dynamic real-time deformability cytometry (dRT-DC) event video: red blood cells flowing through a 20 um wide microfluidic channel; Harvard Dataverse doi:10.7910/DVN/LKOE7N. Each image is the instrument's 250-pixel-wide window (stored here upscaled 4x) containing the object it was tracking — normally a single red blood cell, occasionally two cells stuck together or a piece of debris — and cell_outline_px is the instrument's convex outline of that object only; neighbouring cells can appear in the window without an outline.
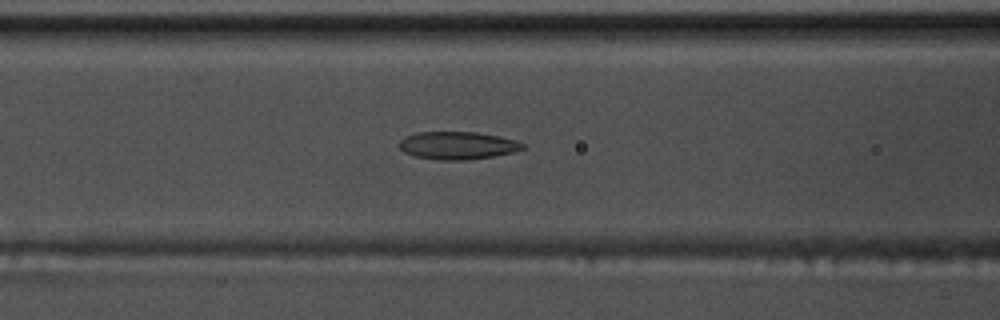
{"species": "common noctule bat (a hibernating species)", "species_latin": "Nyctalus noctula", "temperature_condition": "warm", "stored_images_in_passage": 55, "camera_frame_rate_fps": 3000, "um_per_image_px": 0.085, "animal": {"sex": "male", "body_mass_g": 17.5, "forearm_length_mm": 52.3}, "frame": {"image": 1, "passage_image": 23, "time_ms": 7.333, "image_size_px": [1000, 320], "cell_outline_px": [[528, 148], [512, 152], [492, 156], [464, 160], [440, 160], [412, 156], [404, 152], [400, 148], [400, 140], [416, 132], [476, 132], [516, 140], [528, 144]], "centroid_in_image_um": [38.93, 12.37], "position_along_channel_um": 127.7, "area_um2": 19.94}}
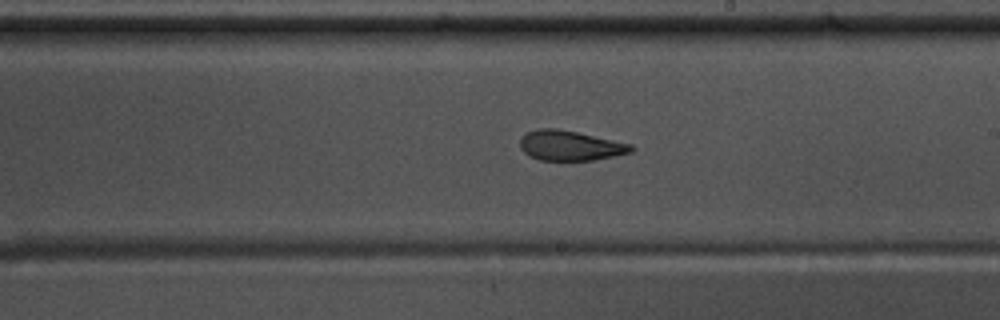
{"frame": {"image": 2, "passage_image": 32, "time_ms": 10.333, "image_size_px": [1000, 320], "cell_outline_px": [[636, 148], [632, 152], [592, 160], [540, 160], [528, 156], [520, 148], [520, 140], [528, 132], [540, 128], [556, 128], [576, 132], [632, 144]], "centroid_in_image_um": [48.46, 12.38], "position_along_channel_um": 240.5, "area_um2": 19.25}}
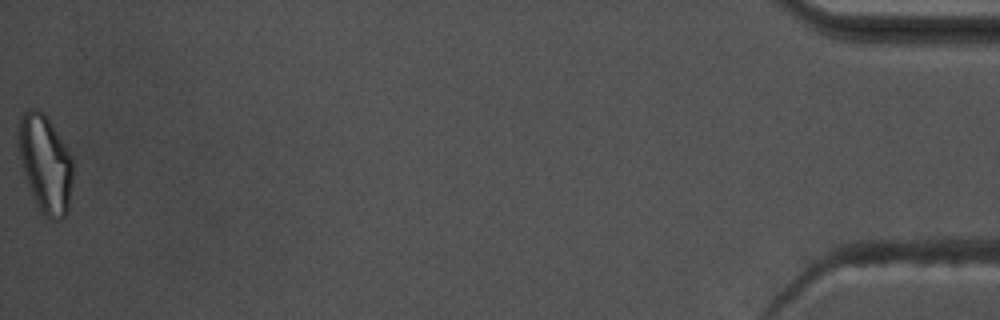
{"frame": {"image": 3, "passage_image": 55, "time_ms": 18.0, "image_size_px": [1000, 320], "cell_outline_px": [[72, 180], [68, 212], [60, 220], [52, 220], [40, 212], [36, 204], [24, 172], [16, 144], [16, 124], [20, 116], [28, 108], [36, 108], [48, 116], [64, 144], [72, 160]], "centroid_in_image_um": [3.81, 13.86], "position_along_channel_um": 431.4, "area_um2": 31.33}, "authors_computed_cell_mechanics": {"area_um2": 21.5016, "velocity_mm_per_s": 3.7777, "shape_relaxation_time_tau1_ms": null, "shape_relaxation_time_tau2_ms": 2.552, "deformation_change_tau1": null, "deformation_change_tau2": 0.1116}}